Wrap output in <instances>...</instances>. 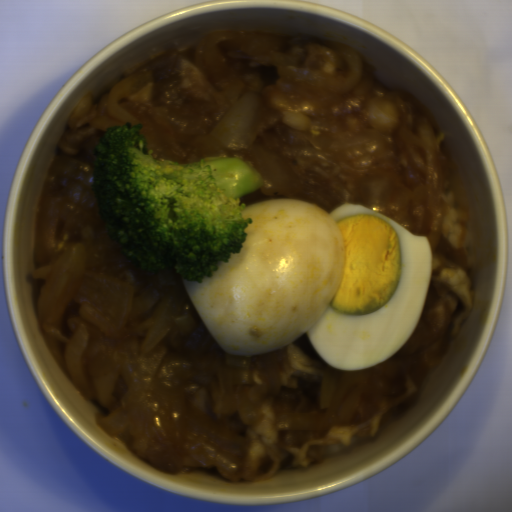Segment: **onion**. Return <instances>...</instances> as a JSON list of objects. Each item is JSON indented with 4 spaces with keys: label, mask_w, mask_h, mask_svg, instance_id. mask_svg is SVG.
<instances>
[{
    "label": "onion",
    "mask_w": 512,
    "mask_h": 512,
    "mask_svg": "<svg viewBox=\"0 0 512 512\" xmlns=\"http://www.w3.org/2000/svg\"><path fill=\"white\" fill-rule=\"evenodd\" d=\"M143 79L140 74L125 76L108 93L105 112L95 119L96 130L106 131L113 125L125 123L139 124L136 116L120 106L122 100L131 96L140 87Z\"/></svg>",
    "instance_id": "3"
},
{
    "label": "onion",
    "mask_w": 512,
    "mask_h": 512,
    "mask_svg": "<svg viewBox=\"0 0 512 512\" xmlns=\"http://www.w3.org/2000/svg\"><path fill=\"white\" fill-rule=\"evenodd\" d=\"M340 57L349 68L346 76H328L324 79V87L333 93L349 91L362 76V56L354 48L341 49Z\"/></svg>",
    "instance_id": "5"
},
{
    "label": "onion",
    "mask_w": 512,
    "mask_h": 512,
    "mask_svg": "<svg viewBox=\"0 0 512 512\" xmlns=\"http://www.w3.org/2000/svg\"><path fill=\"white\" fill-rule=\"evenodd\" d=\"M32 276L41 288L34 309L39 331L53 358L67 377L96 409L107 435L129 441L130 430L121 400L136 378L131 365L117 376L90 377L84 353L90 335L81 325L73 335L63 332L66 309L79 305V317L109 338L141 340L144 351L169 338H185L193 329V315H178L180 296L172 289L137 294L127 282L88 268L84 244L65 248L59 259L38 266Z\"/></svg>",
    "instance_id": "1"
},
{
    "label": "onion",
    "mask_w": 512,
    "mask_h": 512,
    "mask_svg": "<svg viewBox=\"0 0 512 512\" xmlns=\"http://www.w3.org/2000/svg\"><path fill=\"white\" fill-rule=\"evenodd\" d=\"M255 171L261 178L262 186L259 188L269 196L287 194L288 181L274 155V153L258 150L253 156Z\"/></svg>",
    "instance_id": "4"
},
{
    "label": "onion",
    "mask_w": 512,
    "mask_h": 512,
    "mask_svg": "<svg viewBox=\"0 0 512 512\" xmlns=\"http://www.w3.org/2000/svg\"><path fill=\"white\" fill-rule=\"evenodd\" d=\"M258 93L246 92L210 130V137L233 150L249 148L255 129Z\"/></svg>",
    "instance_id": "2"
},
{
    "label": "onion",
    "mask_w": 512,
    "mask_h": 512,
    "mask_svg": "<svg viewBox=\"0 0 512 512\" xmlns=\"http://www.w3.org/2000/svg\"><path fill=\"white\" fill-rule=\"evenodd\" d=\"M339 374V370L332 367L323 369L319 389L318 407L328 408L332 405Z\"/></svg>",
    "instance_id": "6"
}]
</instances>
